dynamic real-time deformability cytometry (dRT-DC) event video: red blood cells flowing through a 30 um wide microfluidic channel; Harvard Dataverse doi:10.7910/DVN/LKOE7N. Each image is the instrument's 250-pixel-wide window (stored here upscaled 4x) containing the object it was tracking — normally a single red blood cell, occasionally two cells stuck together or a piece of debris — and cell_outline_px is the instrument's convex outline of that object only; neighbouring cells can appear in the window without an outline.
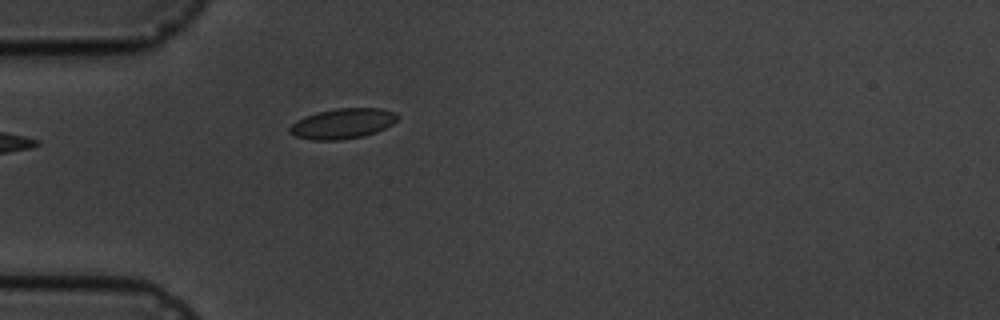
{"species": "common noctule bat (a hibernating species)", "species_latin": "Nyctalus noctula", "temperature_condition": "cold", "stored_images_in_passage": 5, "camera_frame_rate_fps": 3000, "um_per_image_px": 0.085, "animal": {"sex": "male", "body_mass_g": 19.5, "forearm_length_mm": 54.6}, "frame": {"image": 1, "passage_image": 5, "time_ms": 5.333, "image_size_px": [1000, 320], "cell_outline_px": [[400, 116], [392, 124], [376, 132], [360, 136], [336, 140], [312, 140], [296, 136], [288, 132], [288, 128], [296, 120], [304, 116], [316, 112], [336, 108], [380, 108], [396, 112]], "centroid_in_image_um": [29.1, 10.49], "position_along_channel_um": 55.9, "area_um2": 19.02}}